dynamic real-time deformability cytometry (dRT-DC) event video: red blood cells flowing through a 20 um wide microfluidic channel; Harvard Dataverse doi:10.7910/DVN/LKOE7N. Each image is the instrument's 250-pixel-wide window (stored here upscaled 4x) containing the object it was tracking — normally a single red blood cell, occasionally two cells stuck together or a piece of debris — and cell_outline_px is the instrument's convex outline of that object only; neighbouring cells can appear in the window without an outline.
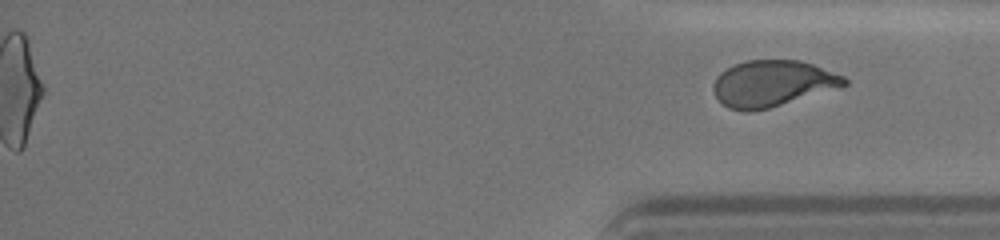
{"species": "human", "species_latin": "Homo sapiens", "temperature_condition": "cold", "stored_images_in_passage": 37, "segment_of_instrument_passage": [2, 2], "camera_frame_rate_fps": 3000, "um_per_image_px": 0.085, "donor": {"sex": "female"}, "frame": {"image": 1, "passage_image": 37, "time_ms": 12.0, "image_size_px": [1000, 240], "cell_outline_px": [[848, 84], [768, 108], [748, 112], [744, 112], [728, 108], [716, 96], [712, 88], [716, 76], [720, 72], [736, 64], [748, 60], [800, 60], [812, 64], [844, 76], [848, 80]], "centroid_in_image_um": [65.62, 7.09], "position_along_channel_um": 369.6, "area_um2": 34.74}}